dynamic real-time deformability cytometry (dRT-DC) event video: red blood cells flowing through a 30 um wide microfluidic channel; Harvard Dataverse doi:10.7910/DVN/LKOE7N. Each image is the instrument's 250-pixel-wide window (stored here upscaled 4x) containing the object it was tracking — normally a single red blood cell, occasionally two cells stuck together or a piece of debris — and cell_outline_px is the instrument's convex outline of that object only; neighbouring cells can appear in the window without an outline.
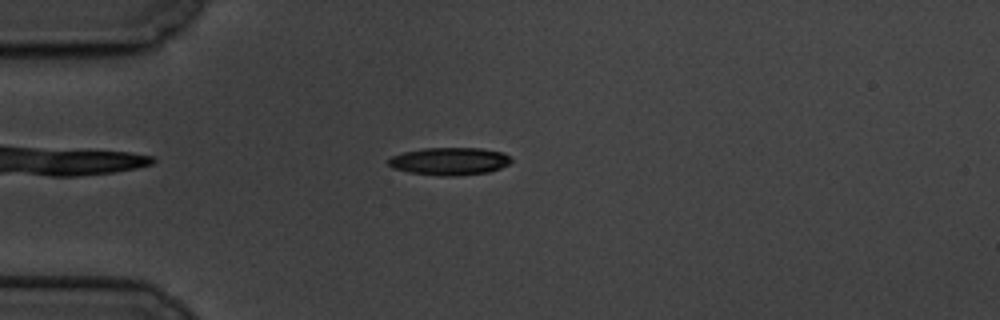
{"species": "common noctule bat (a hibernating species)", "species_latin": "Nyctalus noctula", "temperature_condition": "cold", "stored_images_in_passage": 52, "camera_frame_rate_fps": 3000, "um_per_image_px": 0.085, "animal": {"sex": "male", "body_mass_g": 19.5, "forearm_length_mm": 54.6}, "frame": {"image": 1, "passage_image": 8, "time_ms": 2.333, "image_size_px": [1000, 320], "cell_outline_px": [[512, 160], [508, 164], [500, 168], [488, 172], [456, 176], [440, 176], [408, 172], [392, 168], [388, 164], [388, 160], [392, 156], [404, 152], [424, 148], [480, 148], [500, 152], [508, 156]], "centroid_in_image_um": [38.18, 13.71], "position_along_channel_um": 46.8, "area_um2": 19.65}}
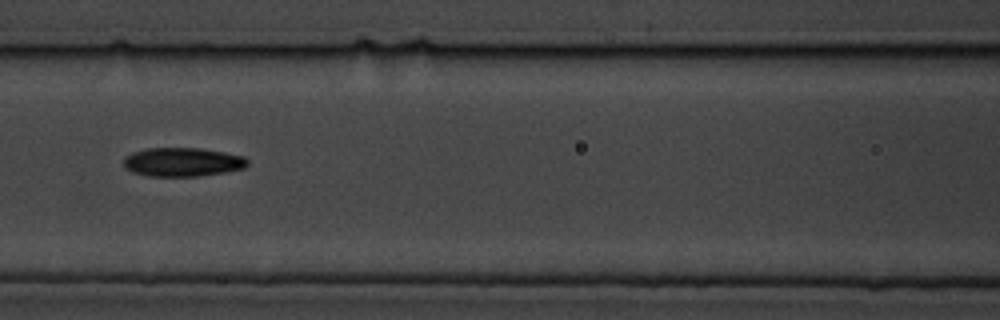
{"frame": {"image": 2, "passage_image": 19, "time_ms": 6.0, "image_size_px": [1000, 320], "cell_outline_px": [[248, 164], [244, 168], [228, 172], [196, 176], [148, 176], [132, 172], [124, 164], [124, 156], [132, 152], [148, 148], [200, 148], [224, 152], [244, 156], [248, 160]], "centroid_in_image_um": [15.53, 13.77], "position_along_channel_um": 151.1, "area_um2": 20.87}}
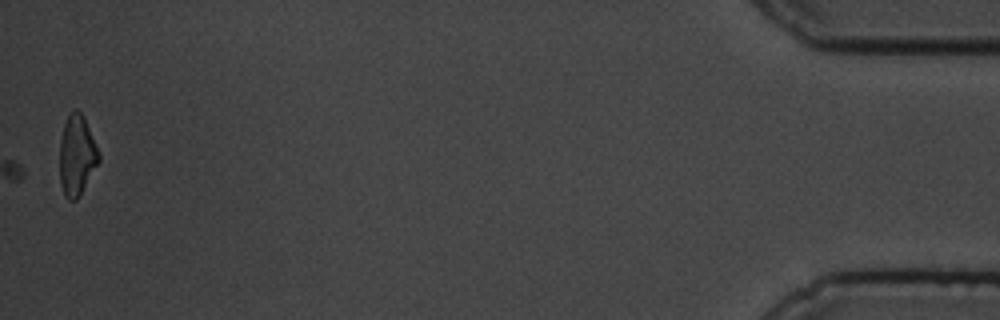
{"frame": {"image": 3, "passage_image": 52, "time_ms": 17.0, "image_size_px": [1000, 320], "cell_outline_px": [[100, 160], [80, 196], [76, 200], [68, 200], [64, 196], [60, 184], [60, 140], [64, 124], [68, 116], [76, 108], [84, 116], [100, 152]], "centroid_in_image_um": [6.54, 13.23], "position_along_channel_um": 428.7, "area_um2": 18.5}}